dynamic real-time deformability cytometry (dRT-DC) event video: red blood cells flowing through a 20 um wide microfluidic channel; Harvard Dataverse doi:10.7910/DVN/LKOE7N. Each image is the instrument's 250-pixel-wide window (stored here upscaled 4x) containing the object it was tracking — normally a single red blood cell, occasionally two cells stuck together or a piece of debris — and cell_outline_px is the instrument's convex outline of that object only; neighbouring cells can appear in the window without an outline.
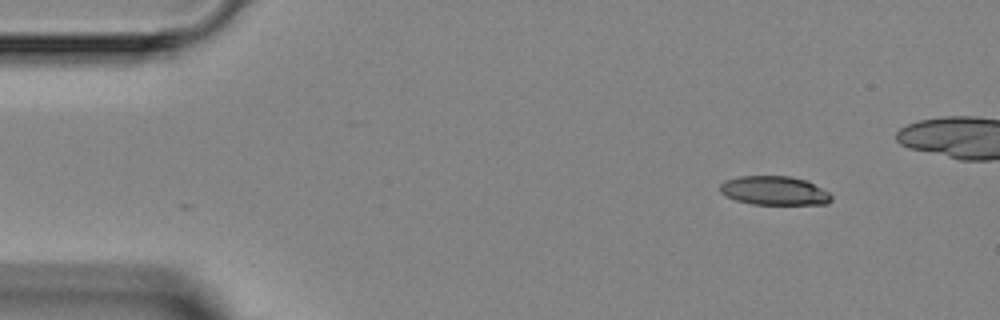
{"species": "Egyptian fruit bat (a non-hibernating species)", "species_latin": "Rousettus aegyptiacus", "temperature_condition": "room temperature", "stored_images_in_passage": 4, "camera_frame_rate_fps": 3000, "um_per_image_px": 0.085, "animal": {"sex": "female"}, "frame": {"image": 1, "passage_image": 1, "time_ms": 0.0, "image_size_px": [1000, 320], "cell_outline_px": [[832, 200], [828, 204], [752, 204], [736, 200], [720, 192], [720, 184], [724, 180], [740, 176], [788, 176], [808, 180], [828, 192], [832, 196]], "centroid_in_image_um": [65.83, 16.2], "position_along_channel_um": 19.2, "area_um2": 18.79}}